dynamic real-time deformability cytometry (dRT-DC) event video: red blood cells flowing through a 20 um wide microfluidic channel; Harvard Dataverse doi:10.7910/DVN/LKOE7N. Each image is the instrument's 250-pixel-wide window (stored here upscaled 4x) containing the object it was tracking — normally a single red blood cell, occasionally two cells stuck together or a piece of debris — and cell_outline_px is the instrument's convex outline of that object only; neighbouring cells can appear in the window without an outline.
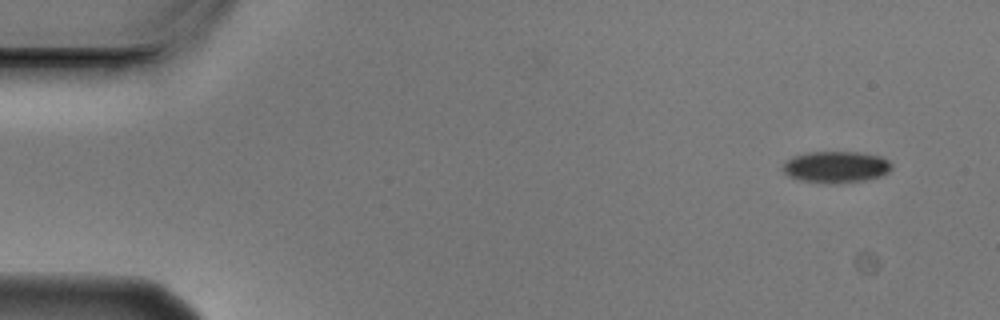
{"species": "Egyptian fruit bat (a non-hibernating species)", "species_latin": "Rousettus aegyptiacus", "temperature_condition": "cold", "stored_images_in_passage": 5, "camera_frame_rate_fps": 3000, "um_per_image_px": 0.085, "animal": {"sex": "male"}, "frame": {"image": 1, "passage_image": 1, "time_ms": 0.0, "image_size_px": [1000, 320], "cell_outline_px": [[892, 168], [888, 172], [880, 176], [864, 180], [836, 184], [832, 184], [800, 180], [788, 176], [784, 172], [784, 164], [792, 156], [808, 152], [856, 152], [880, 156], [888, 160], [892, 164]], "centroid_in_image_um": [71.07, 14.19], "position_along_channel_um": 13.9, "area_um2": 19.94}}
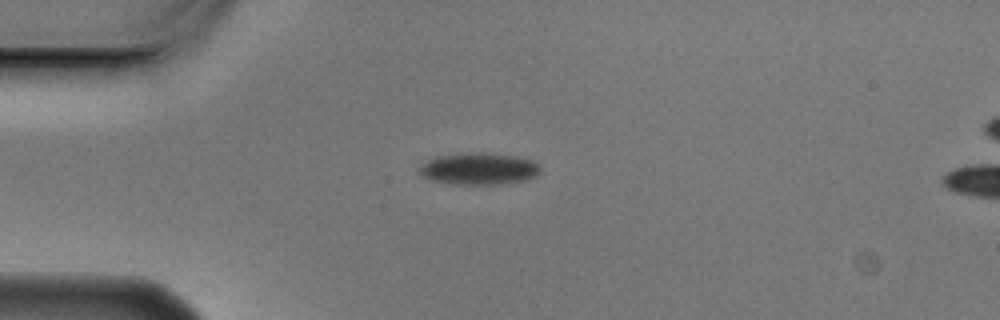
{"frame": {"image": 2, "passage_image": 4, "time_ms": 1.0, "image_size_px": [1000, 320], "cell_outline_px": [[540, 172], [536, 176], [524, 180], [496, 184], [452, 184], [432, 180], [416, 172], [416, 168], [420, 164], [436, 156], [480, 152], [516, 156], [540, 164]], "centroid_in_image_um": [40.65, 14.34], "position_along_channel_um": 44.3, "area_um2": 22.37}}